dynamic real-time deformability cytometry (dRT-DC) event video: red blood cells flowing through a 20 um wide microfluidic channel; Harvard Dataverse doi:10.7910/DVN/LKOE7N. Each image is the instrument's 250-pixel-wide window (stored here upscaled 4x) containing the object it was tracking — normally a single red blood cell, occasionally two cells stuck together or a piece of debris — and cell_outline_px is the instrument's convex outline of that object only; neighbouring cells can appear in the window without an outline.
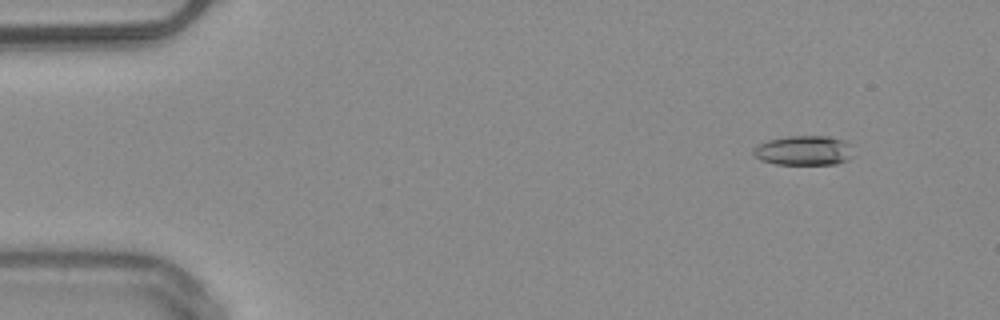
{"species": "common noctule bat (a hibernating species)", "species_latin": "Nyctalus noctula", "temperature_condition": "warm", "stored_images_in_passage": 50, "camera_frame_rate_fps": 3000, "um_per_image_px": 0.085, "animal": {"sex": "male", "body_mass_g": 20.4}, "frame": {"image": 1, "passage_image": 4, "time_ms": 1.0, "image_size_px": [1000, 320], "cell_outline_px": [[856, 156], [848, 160], [836, 164], [776, 164], [760, 160], [752, 152], [756, 144], [768, 140], [788, 136], [828, 136], [844, 140], [848, 144]], "centroid_in_image_um": [68.35, 12.79], "position_along_channel_um": 16.7, "area_um2": 17.46}}
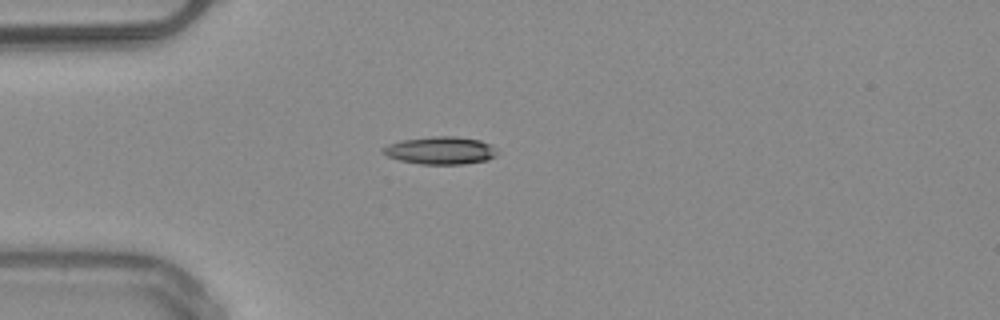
{"frame": {"image": 2, "passage_image": 13, "time_ms": 4.0, "image_size_px": [1000, 320], "cell_outline_px": [[500, 152], [496, 156], [488, 160], [464, 164], [420, 164], [400, 160], [388, 156], [380, 152], [380, 148], [388, 144], [400, 140], [432, 136], [452, 136], [480, 140], [492, 144]], "centroid_in_image_um": [37.45, 12.78], "position_along_channel_um": 47.5, "area_um2": 18.73}, "authors_computed_cell_mechanics": {"area_um2": 17.6579, "velocity_mm_per_s": 4.0224, "shape_relaxation_time_tau1_ms": 5.5157, "shape_relaxation_time_tau2_ms": null, "deformation_change_tau1": 0.136, "deformation_change_tau2": null}}